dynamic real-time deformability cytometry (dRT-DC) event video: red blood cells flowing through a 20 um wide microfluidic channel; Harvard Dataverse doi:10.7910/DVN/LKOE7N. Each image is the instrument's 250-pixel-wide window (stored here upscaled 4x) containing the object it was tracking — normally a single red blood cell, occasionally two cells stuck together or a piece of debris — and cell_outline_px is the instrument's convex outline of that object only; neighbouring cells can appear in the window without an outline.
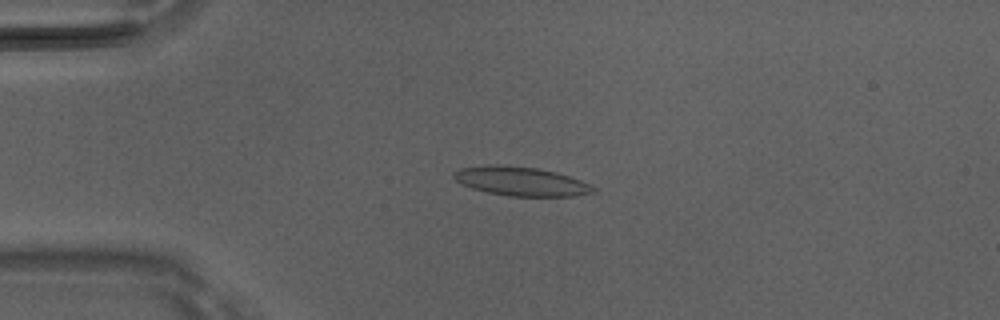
{"species": "Egyptian fruit bat (a non-hibernating species)", "species_latin": "Rousettus aegyptiacus", "temperature_condition": "room temperature", "stored_images_in_passage": 4, "camera_frame_rate_fps": 3000, "um_per_image_px": 0.085, "animal": {"sex": "male"}, "frame": {"image": 1, "passage_image": 3, "time_ms": 0.667, "image_size_px": [1000, 320], "cell_outline_px": [[596, 192], [576, 196], [508, 196], [488, 192], [472, 188], [460, 184], [452, 176], [452, 172], [460, 168], [492, 164], [500, 164], [536, 168], [556, 172], [580, 180], [596, 188]], "centroid_in_image_um": [44.25, 15.41], "position_along_channel_um": 40.7, "area_um2": 23.64}}